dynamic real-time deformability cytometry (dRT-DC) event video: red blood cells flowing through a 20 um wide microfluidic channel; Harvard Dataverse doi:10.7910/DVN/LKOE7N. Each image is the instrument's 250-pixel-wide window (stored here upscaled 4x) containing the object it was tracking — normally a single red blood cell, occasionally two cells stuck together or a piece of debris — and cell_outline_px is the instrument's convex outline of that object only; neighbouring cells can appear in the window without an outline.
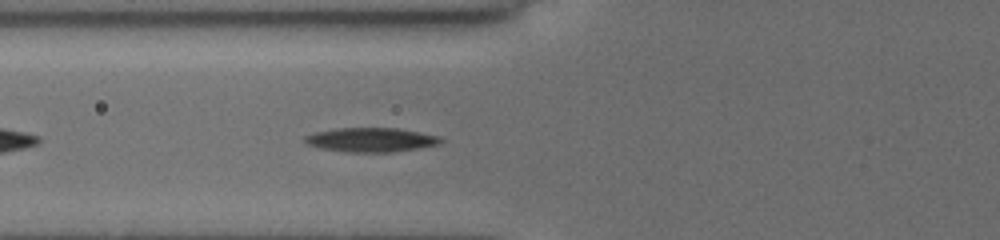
{"species": "common noctule bat (a hibernating species)", "species_latin": "Nyctalus noctula", "temperature_condition": "cold", "stored_images_in_passage": 35, "camera_frame_rate_fps": 3000, "um_per_image_px": 0.085, "animal": {"sex": "female", "body_mass_g": 19.5, "forearm_length_mm": 54.1}, "frame": {"image": 1, "passage_image": 5, "time_ms": 1.333, "image_size_px": [1000, 240], "cell_outline_px": [[444, 140], [440, 144], [420, 148], [392, 152], [348, 152], [316, 148], [308, 144], [304, 140], [304, 136], [316, 132], [336, 128], [396, 128], [440, 136]], "centroid_in_image_um": [31.54, 11.89], "position_along_channel_um": 94.3, "area_um2": 19.25}}
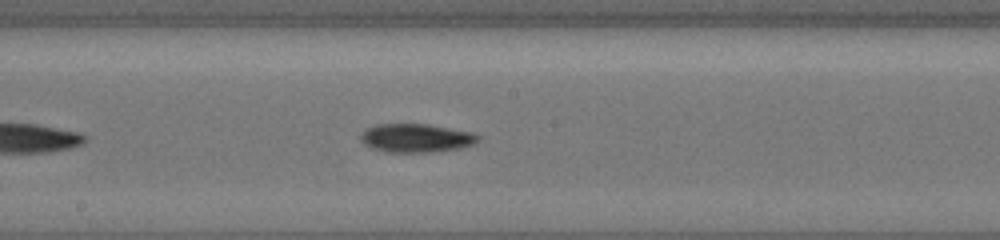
{"frame": {"image": 2, "passage_image": 14, "time_ms": 4.333, "image_size_px": [1000, 240], "cell_outline_px": [[480, 136], [472, 144], [460, 148], [432, 152], [384, 152], [372, 148], [364, 144], [360, 140], [360, 136], [364, 128], [376, 124], [428, 124], [472, 132]], "centroid_in_image_um": [35.31, 11.73], "position_along_channel_um": 212.9, "area_um2": 19.59}}
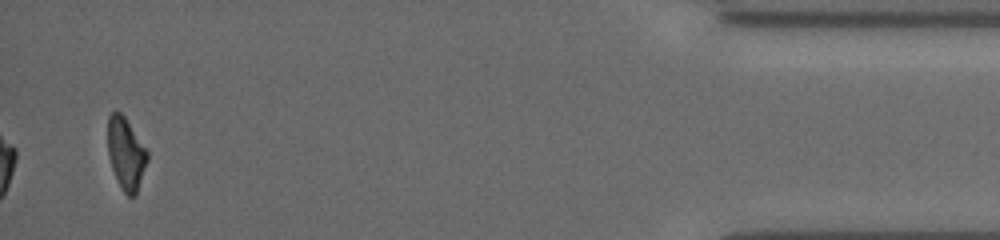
{"frame": {"image": 3, "passage_image": 35, "time_ms": 11.333, "image_size_px": [1000, 240], "cell_outline_px": [[148, 160], [136, 196], [128, 196], [120, 188], [112, 168], [108, 156], [108, 116], [116, 108], [124, 116], [148, 152]], "centroid_in_image_um": [10.7, 13.06], "position_along_channel_um": 424.5, "area_um2": 16.65}, "authors_computed_cell_mechanics": {"area_um2": 18.8428, "velocity_mm_per_s": 3.9495, "shape_relaxation_time_tau1_ms": 4.2025, "shape_relaxation_time_tau2_ms": 9.0191, "deformation_change_tau1": 0.1409, "deformation_change_tau2": 0.1647}}